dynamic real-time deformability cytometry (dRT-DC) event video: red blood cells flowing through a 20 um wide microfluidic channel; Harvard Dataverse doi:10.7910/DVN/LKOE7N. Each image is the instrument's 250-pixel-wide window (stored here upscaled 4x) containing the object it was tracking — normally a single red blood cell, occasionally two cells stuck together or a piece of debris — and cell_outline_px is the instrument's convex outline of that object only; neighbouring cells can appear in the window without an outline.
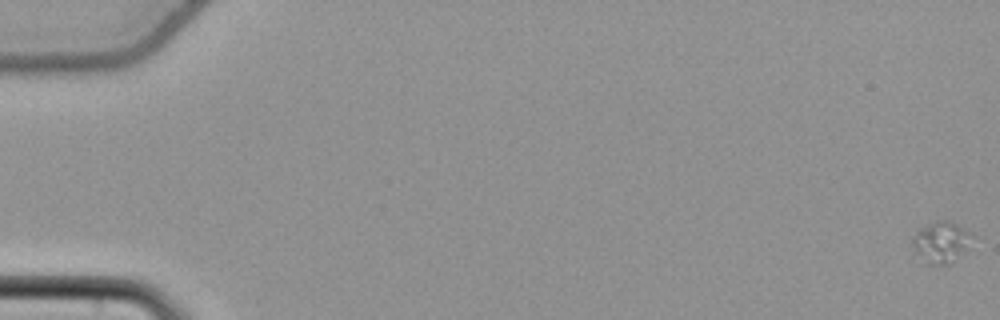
{"species": "common noctule bat (a hibernating species)", "species_latin": "Nyctalus noctula", "temperature_condition": "cold", "stored_images_in_passage": 58, "camera_frame_rate_fps": 3000, "um_per_image_px": 0.085, "animal": {"sex": "female", "body_mass_g": 22.7, "forearm_length_mm": 54.2}, "frame": {"image": 1, "passage_image": 1, "time_ms": 0.0, "image_size_px": [1000, 320], "cell_outline_px": [[972, 236], [964, 248], [948, 264], [920, 264], [908, 240], [920, 228], [936, 220], [948, 220], [956, 224]], "centroid_in_image_um": [79.8, 20.6], "position_along_channel_um": 5.2, "area_um2": 14.16}}
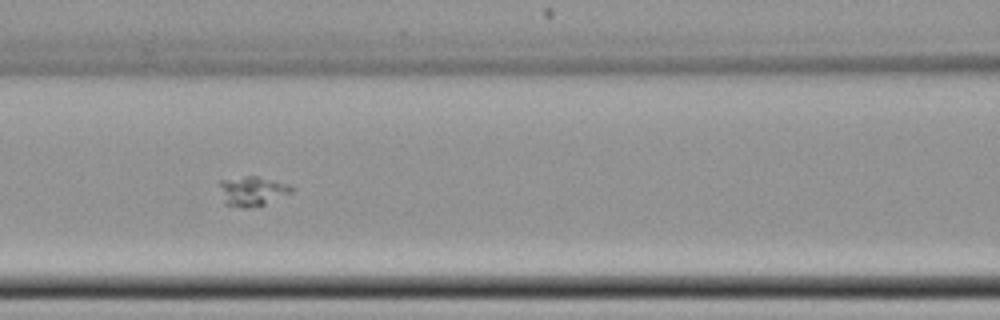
{"frame": {"image": 2, "passage_image": 28, "time_ms": 9.0, "image_size_px": [1000, 320], "cell_outline_px": [[292, 192], [264, 204], [248, 208], [244, 208], [224, 204], [220, 184], [220, 180], [244, 176], [256, 176], [288, 184], [292, 188]], "centroid_in_image_um": [21.41, 16.24], "position_along_channel_um": 145.2, "area_um2": 12.14}}
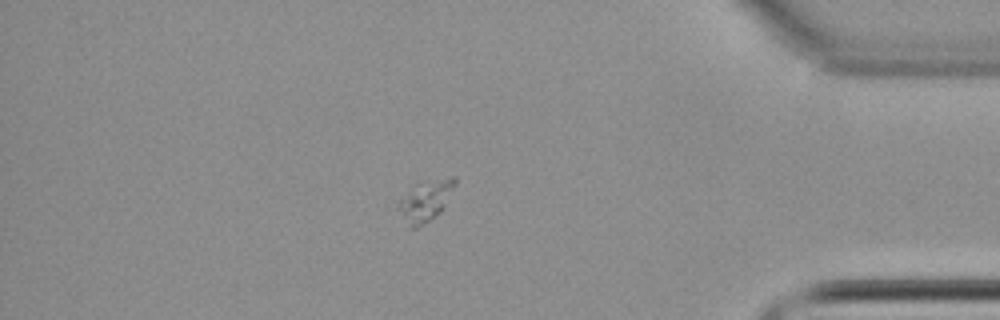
{"frame": {"image": 3, "passage_image": 51, "time_ms": 16.667, "image_size_px": [1000, 320], "cell_outline_px": [[456, 184], [444, 208], [440, 212], [416, 228], [412, 228], [396, 208], [400, 200], [440, 180], [452, 176], [456, 176]], "centroid_in_image_um": [36.26, 17.17], "position_along_channel_um": 398.9, "area_um2": 11.68}}